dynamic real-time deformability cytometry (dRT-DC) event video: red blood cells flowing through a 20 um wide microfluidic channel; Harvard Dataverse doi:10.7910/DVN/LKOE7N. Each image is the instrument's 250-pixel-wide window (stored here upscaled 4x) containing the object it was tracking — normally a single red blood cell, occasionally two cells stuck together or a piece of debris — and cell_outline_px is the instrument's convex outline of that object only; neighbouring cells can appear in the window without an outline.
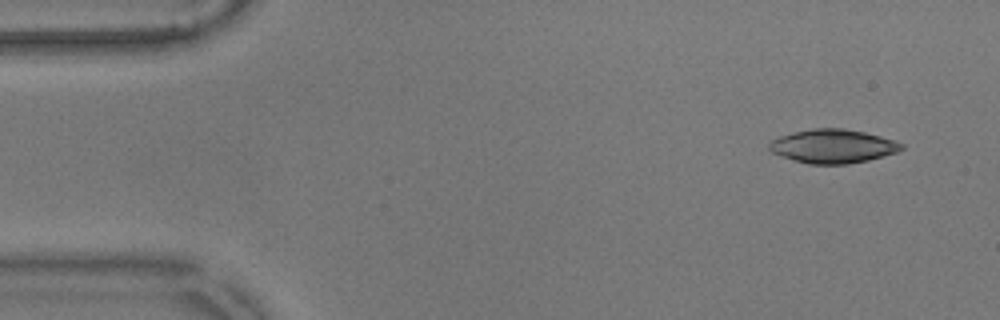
{"species": "common noctule bat (a hibernating species)", "species_latin": "Nyctalus noctula", "temperature_condition": "warm", "stored_images_in_passage": 53, "camera_frame_rate_fps": 3000, "um_per_image_px": 0.085, "animal": {"sex": "male", "body_mass_g": 17.9}, "frame": {"image": 1, "passage_image": 1, "time_ms": 0.0, "image_size_px": [1000, 320], "cell_outline_px": [[904, 148], [896, 152], [868, 160], [848, 164], [808, 164], [772, 152], [768, 148], [768, 144], [772, 140], [780, 136], [792, 132], [812, 128], [844, 128], [864, 132], [896, 140], [904, 144]], "centroid_in_image_um": [70.81, 12.41], "position_along_channel_um": 14.2, "area_um2": 25.95}}
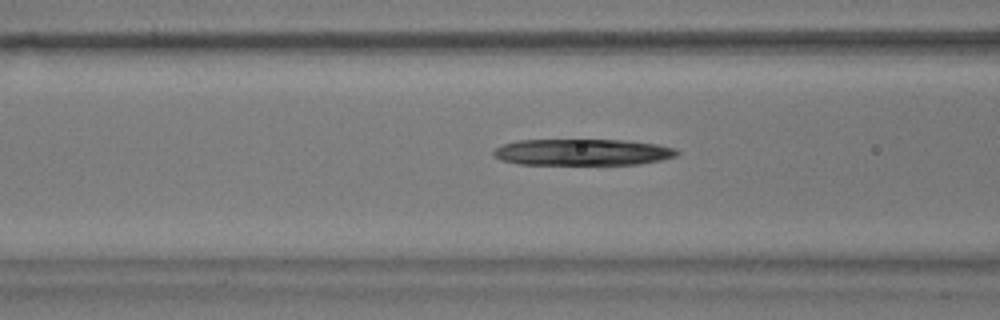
{"frame": {"image": 2, "passage_image": 18, "time_ms": 5.667, "image_size_px": [1000, 320], "cell_outline_px": [[680, 152], [676, 156], [660, 160], [640, 164], [520, 164], [500, 160], [492, 156], [492, 152], [496, 148], [504, 144], [516, 140], [624, 140], [656, 144], [676, 148]], "centroid_in_image_um": [49.5, 12.93], "position_along_channel_um": 117.1, "area_um2": 28.26}}
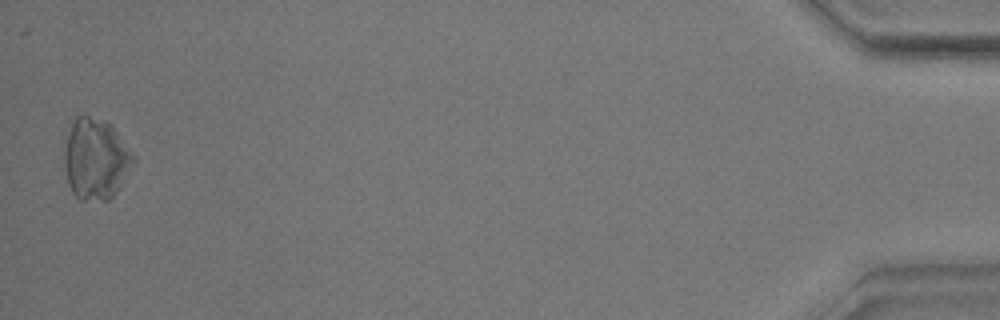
{"frame": {"image": 3, "passage_image": 52, "time_ms": 17.0, "image_size_px": [1000, 320], "cell_outline_px": [[136, 160], [112, 196], [108, 200], [80, 200], [72, 192], [68, 184], [64, 164], [64, 152], [68, 132], [72, 120], [76, 116], [88, 116], [104, 120], [116, 132], [136, 156]], "centroid_in_image_um": [8.11, 13.51], "position_along_channel_um": 427.1, "area_um2": 32.25}, "authors_computed_cell_mechanics": {"area_um2": 29.9982, "velocity_mm_per_s": 3.5674, "shape_relaxation_time_tau1_ms": 7.3839, "shape_relaxation_time_tau2_ms": null, "deformation_change_tau1": 0.1795, "deformation_change_tau2": null}}